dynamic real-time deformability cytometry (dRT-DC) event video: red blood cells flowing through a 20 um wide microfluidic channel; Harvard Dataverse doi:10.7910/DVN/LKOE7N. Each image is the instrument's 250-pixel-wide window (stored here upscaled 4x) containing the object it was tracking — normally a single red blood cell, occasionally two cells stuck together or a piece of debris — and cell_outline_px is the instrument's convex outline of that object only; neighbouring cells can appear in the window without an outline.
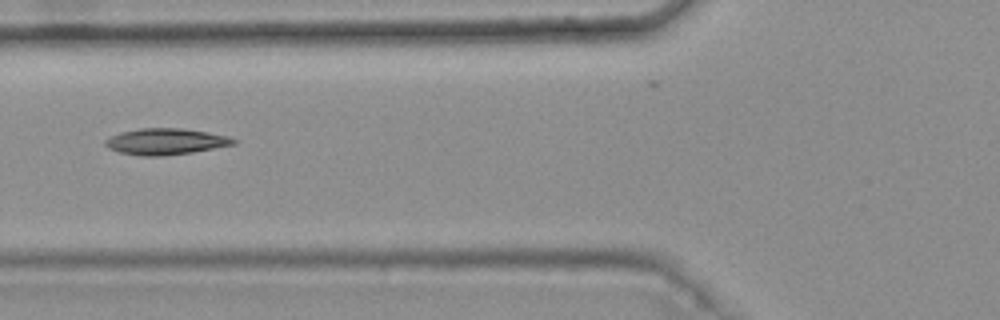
{"species": "common noctule bat (a hibernating species)", "species_latin": "Nyctalus noctula", "temperature_condition": "warm", "stored_images_in_passage": 7, "camera_frame_rate_fps": 3000, "um_per_image_px": 0.085, "animal": {"sex": "female", "body_mass_g": 25.1}, "frame": {"image": 1, "passage_image": 2, "time_ms": 0.333, "image_size_px": [1000, 320], "cell_outline_px": [[236, 144], [192, 152], [160, 156], [140, 156], [120, 152], [108, 148], [104, 144], [104, 140], [120, 132], [140, 128], [180, 128], [208, 132], [228, 136], [236, 140]], "centroid_in_image_um": [14.06, 12.03], "position_along_channel_um": 111.7, "area_um2": 19.54}}
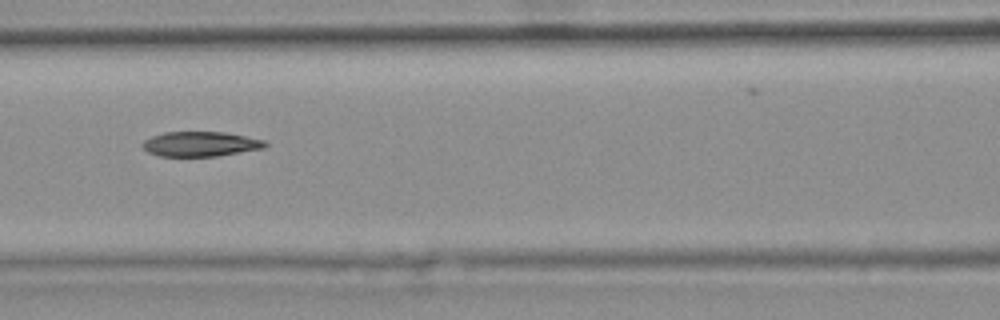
{"frame": {"image": 2, "passage_image": 3, "time_ms": 0.667, "image_size_px": [1000, 320], "cell_outline_px": [[268, 144], [264, 148], [220, 156], [156, 156], [148, 152], [140, 144], [144, 140], [152, 136], [164, 132], [224, 132], [264, 140]], "centroid_in_image_um": [17.02, 12.25], "position_along_channel_um": 149.6, "area_um2": 17.8}}